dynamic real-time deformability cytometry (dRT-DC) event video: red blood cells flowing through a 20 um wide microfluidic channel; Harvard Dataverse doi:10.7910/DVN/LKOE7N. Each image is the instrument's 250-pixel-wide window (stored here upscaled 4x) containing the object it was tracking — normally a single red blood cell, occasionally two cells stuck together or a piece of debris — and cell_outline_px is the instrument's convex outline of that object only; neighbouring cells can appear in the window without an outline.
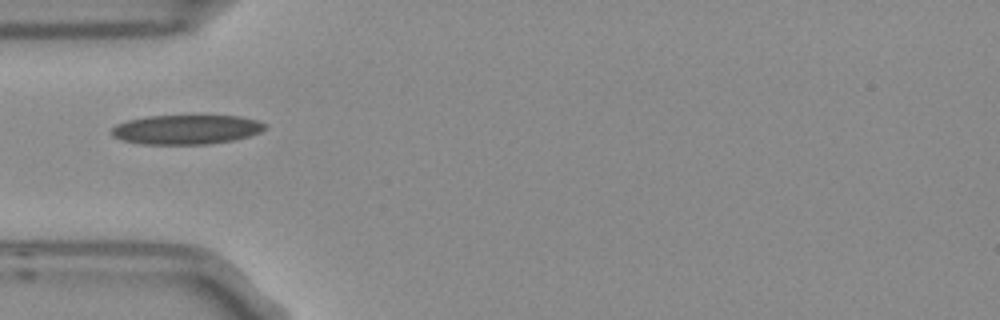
{"species": "Egyptian fruit bat (a non-hibernating species)", "species_latin": "Rousettus aegyptiacus", "temperature_condition": "room temperature", "stored_images_in_passage": 1, "camera_frame_rate_fps": 3000, "um_per_image_px": 0.085, "frame": {"image": 1, "passage_image": 1, "time_ms": 0.0, "image_size_px": [1000, 320], "cell_outline_px": [[268, 128], [260, 132], [248, 136], [232, 140], [208, 144], [140, 144], [124, 140], [112, 136], [108, 132], [116, 124], [128, 120], [148, 116], [200, 112], [240, 116], [256, 120], [268, 124]], "centroid_in_image_um": [15.87, 10.95], "position_along_channel_um": 69.1, "area_um2": 27.69}}